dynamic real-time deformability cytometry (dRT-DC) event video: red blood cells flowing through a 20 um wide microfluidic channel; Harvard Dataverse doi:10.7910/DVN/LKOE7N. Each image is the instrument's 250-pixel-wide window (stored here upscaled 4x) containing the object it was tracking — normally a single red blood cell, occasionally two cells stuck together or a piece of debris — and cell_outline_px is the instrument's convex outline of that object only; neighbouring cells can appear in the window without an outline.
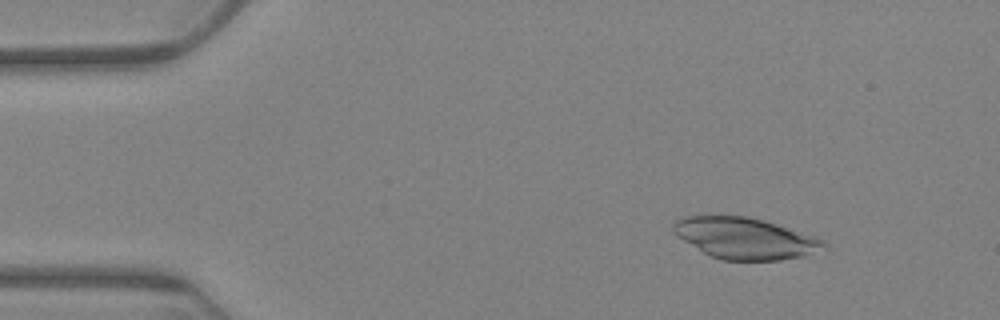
{"species": "Egyptian fruit bat (a non-hibernating species)", "species_latin": "Rousettus aegyptiacus", "temperature_condition": "warm", "stored_images_in_passage": 62, "camera_frame_rate_fps": 3000, "um_per_image_px": 0.085, "animal": {"sex": "female"}, "frame": {"image": 1, "passage_image": 8, "time_ms": 2.333, "image_size_px": [1000, 320], "cell_outline_px": [[828, 248], [804, 256], [780, 260], [720, 260], [704, 252], [676, 236], [672, 232], [672, 224], [676, 220], [684, 216], [748, 216], [764, 220], [816, 236], [824, 240], [828, 244]], "centroid_in_image_um": [63.36, 20.25], "position_along_channel_um": 21.6, "area_um2": 36.36}}